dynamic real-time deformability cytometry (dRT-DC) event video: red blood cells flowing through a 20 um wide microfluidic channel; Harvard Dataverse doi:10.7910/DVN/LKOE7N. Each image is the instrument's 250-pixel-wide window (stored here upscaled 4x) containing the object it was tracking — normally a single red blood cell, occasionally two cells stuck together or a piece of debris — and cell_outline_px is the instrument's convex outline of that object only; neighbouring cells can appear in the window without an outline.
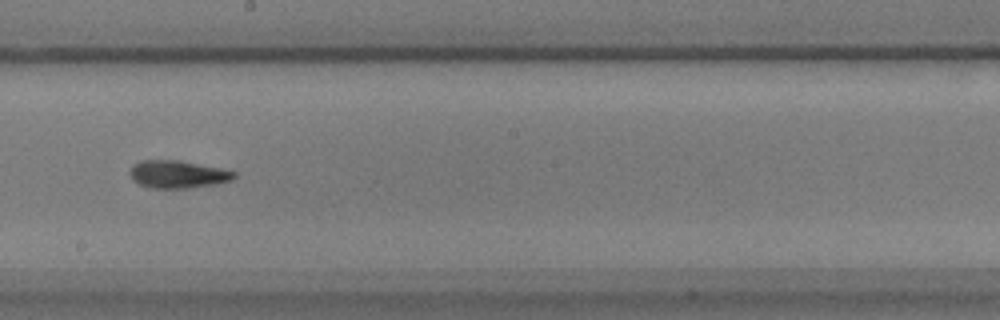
{"species": "common noctule bat (a hibernating species)", "species_latin": "Nyctalus noctula", "temperature_condition": "warm", "stored_images_in_passage": 40, "camera_frame_rate_fps": 3000, "um_per_image_px": 0.085, "animal": {"sex": "male", "body_mass_g": 17.9}, "frame": {"image": 1, "passage_image": 23, "time_ms": 7.333, "image_size_px": [1000, 320], "cell_outline_px": [[236, 176], [232, 180], [216, 184], [188, 188], [152, 188], [136, 184], [132, 180], [128, 172], [132, 164], [140, 160], [180, 160], [220, 168], [236, 172]], "centroid_in_image_um": [15.05, 14.81], "position_along_channel_um": 233.1, "area_um2": 17.05}}
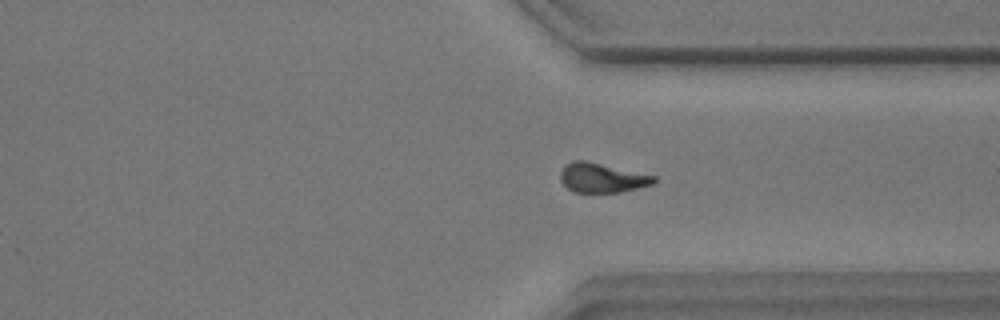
{"frame": {"image": 2, "passage_image": 34, "time_ms": 11.0, "image_size_px": [1000, 320], "cell_outline_px": [[656, 180], [652, 184], [620, 192], [576, 192], [568, 188], [560, 180], [560, 172], [564, 164], [572, 160], [584, 160], [656, 176]], "centroid_in_image_um": [51.13, 15.1], "position_along_channel_um": 360.3, "area_um2": 15.9}}
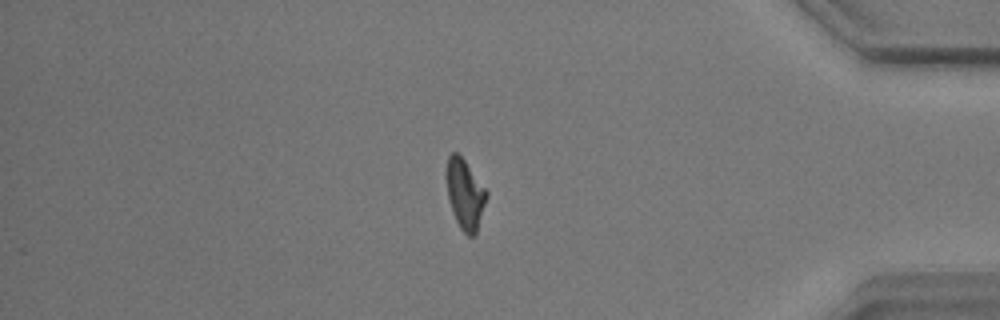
{"frame": {"image": 3, "passage_image": 40, "time_ms": 13.0, "image_size_px": [1000, 320], "cell_outline_px": [[488, 196], [476, 232], [472, 236], [468, 236], [460, 228], [452, 212], [448, 196], [448, 156], [452, 152], [456, 152], [464, 160], [488, 192]], "centroid_in_image_um": [39.55, 16.54], "position_along_channel_um": 395.6, "area_um2": 15.78}, "authors_computed_cell_mechanics": {"area_um2": 16.3285, "velocity_mm_per_s": 3.4723, "shape_relaxation_time_tau1_ms": 8.3142, "shape_relaxation_time_tau2_ms": 5.7967, "deformation_change_tau1": 0.2141, "deformation_change_tau2": 0.1466}}